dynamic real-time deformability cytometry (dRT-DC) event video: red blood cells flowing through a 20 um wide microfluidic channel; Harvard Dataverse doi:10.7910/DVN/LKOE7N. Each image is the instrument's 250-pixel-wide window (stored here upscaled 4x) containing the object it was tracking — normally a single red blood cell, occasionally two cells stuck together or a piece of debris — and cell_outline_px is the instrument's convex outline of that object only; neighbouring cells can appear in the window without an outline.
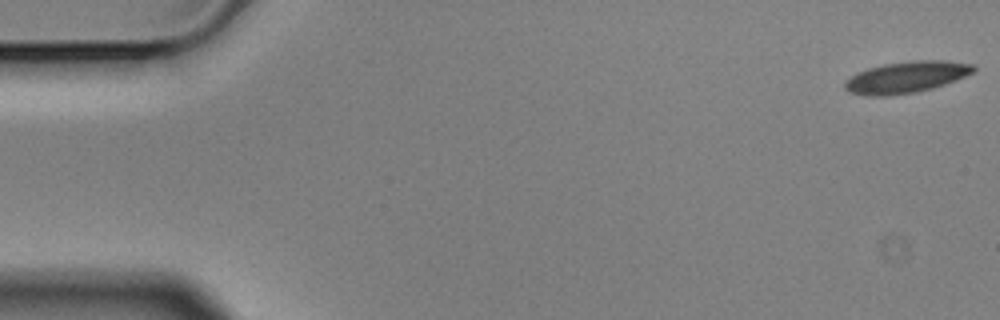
{"species": "Egyptian fruit bat (a non-hibernating species)", "species_latin": "Rousettus aegyptiacus", "temperature_condition": "cold", "stored_images_in_passage": 6, "camera_frame_rate_fps": 3000, "um_per_image_px": 0.085, "animal": {"sex": "male"}, "frame": {"image": 1, "passage_image": 1, "time_ms": 0.0, "image_size_px": [1000, 320], "cell_outline_px": [[976, 68], [972, 72], [964, 76], [944, 84], [932, 88], [916, 92], [888, 96], [868, 96], [852, 92], [844, 88], [844, 84], [852, 76], [868, 68], [884, 64], [916, 60], [944, 60], [972, 64]], "centroid_in_image_um": [77.04, 6.56], "position_along_channel_um": 8.0, "area_um2": 23.18}}
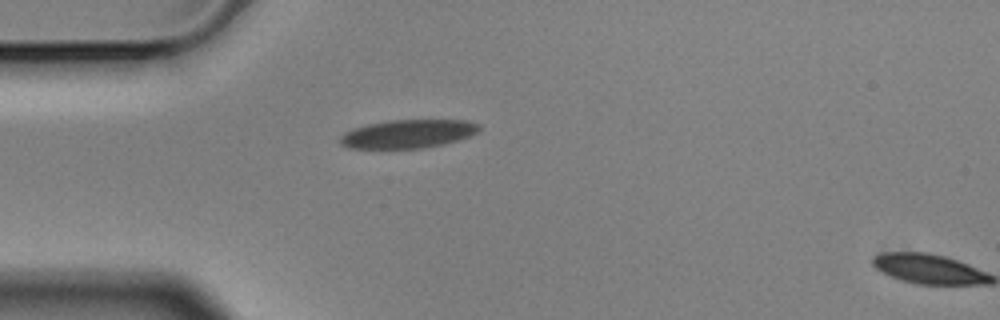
{"frame": {"image": 2, "passage_image": 5, "time_ms": 1.333, "image_size_px": [1000, 320], "cell_outline_px": [[480, 128], [476, 132], [460, 140], [444, 144], [424, 148], [348, 148], [340, 144], [340, 136], [344, 132], [352, 128], [368, 124], [388, 120], [468, 120], [480, 124]], "centroid_in_image_um": [34.67, 11.37], "position_along_channel_um": 50.3, "area_um2": 23.18}}